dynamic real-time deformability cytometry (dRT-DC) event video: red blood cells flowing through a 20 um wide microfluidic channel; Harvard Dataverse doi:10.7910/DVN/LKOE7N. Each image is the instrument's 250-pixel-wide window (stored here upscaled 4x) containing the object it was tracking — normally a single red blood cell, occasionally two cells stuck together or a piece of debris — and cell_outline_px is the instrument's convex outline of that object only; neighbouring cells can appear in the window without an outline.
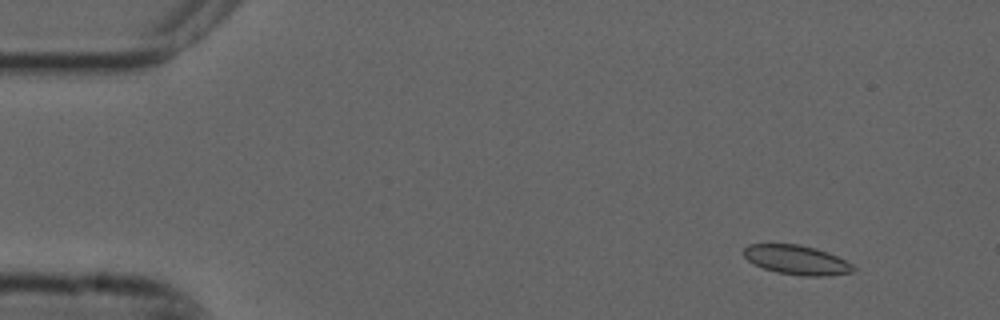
{"species": "common noctule bat (a hibernating species)", "species_latin": "Nyctalus noctula", "temperature_condition": "cold", "stored_images_in_passage": 6, "camera_frame_rate_fps": 3000, "um_per_image_px": 0.085, "animal": {"sex": "male", "forearm_length_mm": 52.5}, "frame": {"image": 1, "passage_image": 2, "time_ms": 0.333, "image_size_px": [1000, 320], "cell_outline_px": [[856, 268], [852, 272], [828, 276], [800, 276], [776, 272], [764, 268], [748, 260], [744, 256], [744, 248], [748, 244], [800, 244], [816, 248], [828, 252], [852, 264]], "centroid_in_image_um": [67.73, 22.09], "position_along_channel_um": 17.3, "area_um2": 18.73}}
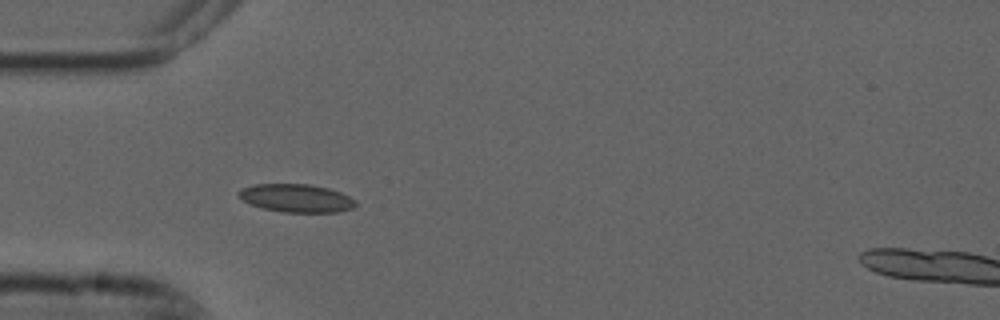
{"frame": {"image": 2, "passage_image": 5, "time_ms": 1.333, "image_size_px": [1000, 320], "cell_outline_px": [[356, 204], [352, 208], [336, 212], [284, 212], [264, 208], [252, 204], [244, 200], [236, 192], [240, 188], [252, 184], [308, 184], [328, 188], [340, 192], [356, 200]], "centroid_in_image_um": [25.18, 16.83], "position_along_channel_um": 59.8, "area_um2": 19.02}}
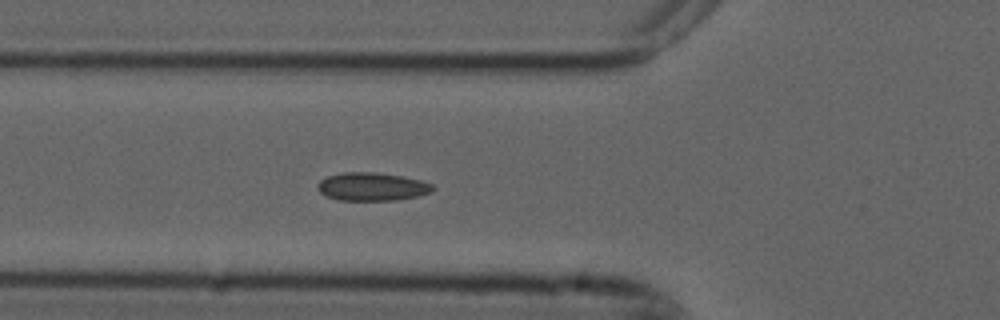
{"frame": {"image": 3, "passage_image": 6, "time_ms": 1.667, "image_size_px": [1000, 320], "cell_outline_px": [[436, 188], [432, 192], [420, 196], [396, 200], [340, 200], [324, 196], [316, 188], [316, 184], [320, 180], [328, 176], [344, 172], [376, 172], [400, 176], [420, 180], [432, 184]], "centroid_in_image_um": [31.62, 15.87], "position_along_channel_um": 94.2, "area_um2": 19.07}}